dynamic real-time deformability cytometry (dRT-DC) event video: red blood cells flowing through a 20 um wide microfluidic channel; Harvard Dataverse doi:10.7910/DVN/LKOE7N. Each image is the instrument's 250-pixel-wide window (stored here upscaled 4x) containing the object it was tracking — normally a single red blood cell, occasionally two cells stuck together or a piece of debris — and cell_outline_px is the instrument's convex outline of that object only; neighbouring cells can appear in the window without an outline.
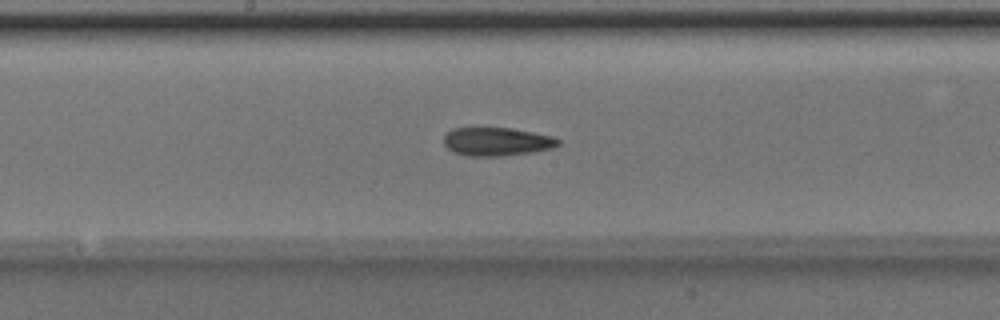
{"species": "Egyptian fruit bat (a non-hibernating species)", "species_latin": "Rousettus aegyptiacus", "temperature_condition": "room temperature", "stored_images_in_passage": 50, "camera_frame_rate_fps": 3000, "um_per_image_px": 0.085, "animal": {"sex": "male"}, "frame": {"image": 1, "passage_image": 26, "time_ms": 8.333, "image_size_px": [1000, 320], "cell_outline_px": [[560, 144], [552, 148], [532, 152], [500, 156], [468, 156], [452, 152], [444, 144], [444, 136], [452, 128], [508, 128], [532, 132], [552, 136], [560, 140]], "centroid_in_image_um": [42.21, 12.04], "position_along_channel_um": 206.0, "area_um2": 18.84}}
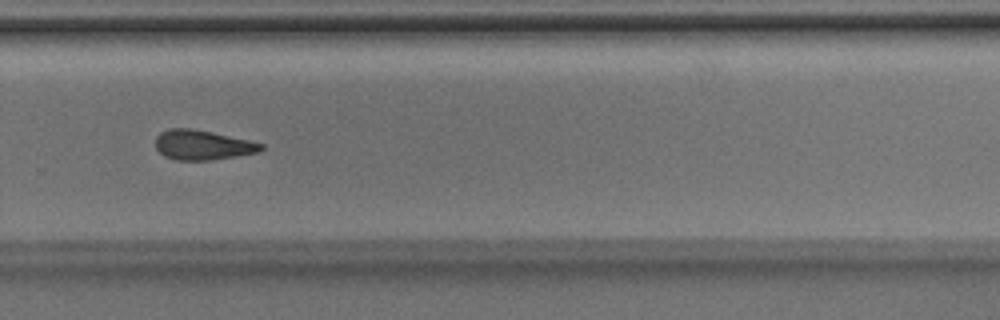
{"frame": {"image": 2, "passage_image": 34, "time_ms": 11.0, "image_size_px": [1000, 320], "cell_outline_px": [[264, 148], [260, 152], [236, 156], [208, 160], [176, 160], [164, 156], [156, 148], [156, 136], [160, 132], [168, 128], [188, 128], [212, 132], [248, 140], [264, 144]], "centroid_in_image_um": [17.21, 12.32], "position_along_channel_um": 312.6, "area_um2": 18.26}}
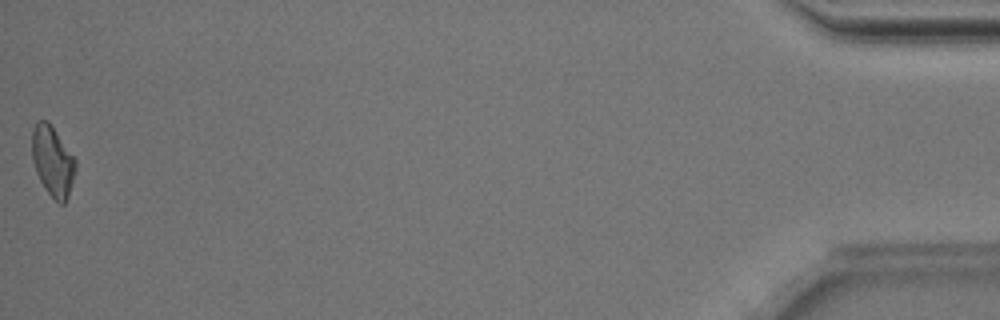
{"frame": {"image": 3, "passage_image": 50, "time_ms": 16.333, "image_size_px": [1000, 320], "cell_outline_px": [[76, 168], [68, 196], [64, 204], [60, 204], [44, 188], [36, 172], [32, 160], [32, 132], [36, 120], [48, 120], [76, 160]], "centroid_in_image_um": [4.46, 13.68], "position_along_channel_um": 430.7, "area_um2": 17.69}, "authors_computed_cell_mechanics": {"area_um2": 18.6694, "velocity_mm_per_s": 4.0189, "shape_relaxation_time_tau1_ms": 5.3403, "shape_relaxation_time_tau2_ms": 3.606, "deformation_change_tau1": 0.1532, "deformation_change_tau2": 0.1286}}